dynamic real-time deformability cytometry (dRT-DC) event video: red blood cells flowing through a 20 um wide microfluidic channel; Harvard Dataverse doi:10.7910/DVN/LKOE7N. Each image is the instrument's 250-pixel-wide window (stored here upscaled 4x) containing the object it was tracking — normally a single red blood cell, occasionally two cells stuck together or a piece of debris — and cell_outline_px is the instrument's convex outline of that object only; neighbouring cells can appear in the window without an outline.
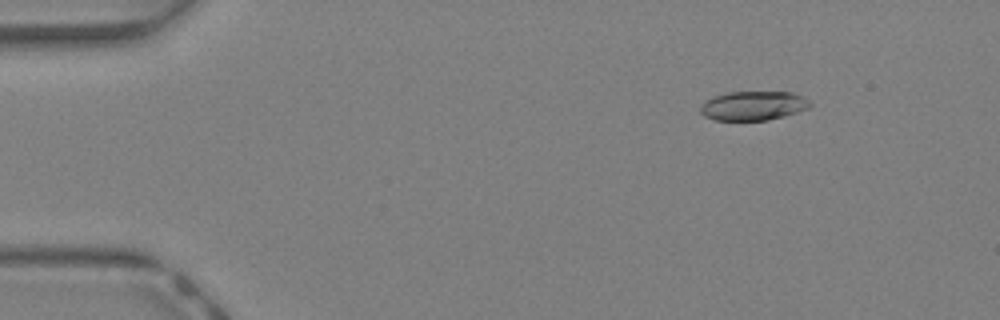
{"species": "Egyptian fruit bat (a non-hibernating species)", "species_latin": "Rousettus aegyptiacus", "temperature_condition": "warm", "stored_images_in_passage": 43, "camera_frame_rate_fps": 3000, "um_per_image_px": 0.085, "animal": {"sex": "female"}, "frame": {"image": 1, "passage_image": 6, "time_ms": 1.667, "image_size_px": [1000, 320], "cell_outline_px": [[812, 104], [808, 108], [784, 116], [768, 120], [716, 120], [704, 116], [700, 112], [700, 108], [708, 100], [716, 96], [728, 92], [792, 92], [808, 100]], "centroid_in_image_um": [64.04, 8.99], "position_along_channel_um": 21.0, "area_um2": 18.32}}
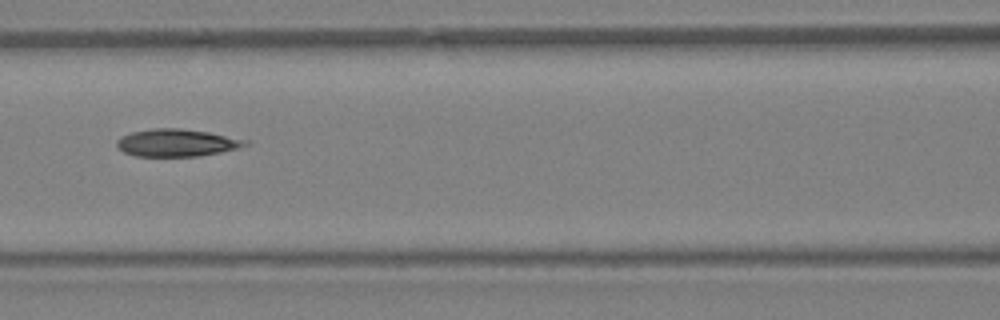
{"frame": {"image": 2, "passage_image": 20, "time_ms": 6.333, "image_size_px": [1000, 320], "cell_outline_px": [[248, 144], [236, 148], [220, 152], [200, 156], [132, 156], [124, 152], [116, 144], [116, 140], [120, 136], [132, 132], [152, 128], [180, 128], [208, 132], [248, 140]], "centroid_in_image_um": [14.98, 12.13], "position_along_channel_um": 151.6, "area_um2": 20.46}}
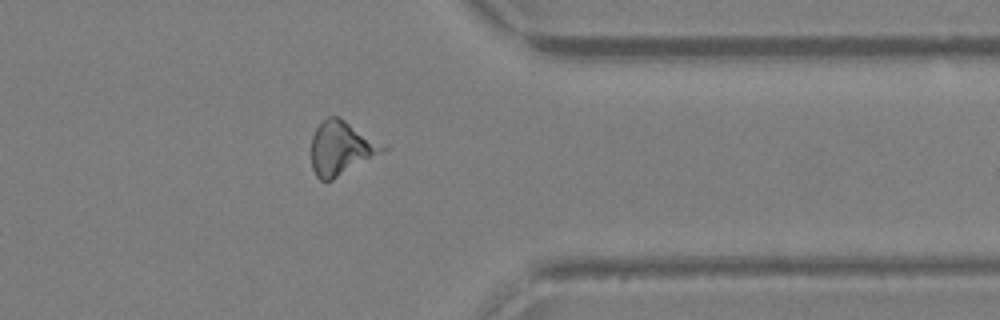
{"frame": {"image": 3, "passage_image": 35, "time_ms": 11.333, "image_size_px": [1000, 320], "cell_outline_px": [[388, 148], [332, 180], [320, 180], [316, 176], [312, 168], [312, 136], [316, 128], [328, 116], [336, 116], [344, 120]], "centroid_in_image_um": [28.94, 12.6], "position_along_channel_um": 382.5, "area_um2": 21.56}, "authors_computed_cell_mechanics": {"area_um2": 20.1722, "velocity_mm_per_s": 4.8033, "shape_relaxation_time_tau1_ms": null, "shape_relaxation_time_tau2_ms": 1.5357, "deformation_change_tau1": null, "deformation_change_tau2": 0.0835}}